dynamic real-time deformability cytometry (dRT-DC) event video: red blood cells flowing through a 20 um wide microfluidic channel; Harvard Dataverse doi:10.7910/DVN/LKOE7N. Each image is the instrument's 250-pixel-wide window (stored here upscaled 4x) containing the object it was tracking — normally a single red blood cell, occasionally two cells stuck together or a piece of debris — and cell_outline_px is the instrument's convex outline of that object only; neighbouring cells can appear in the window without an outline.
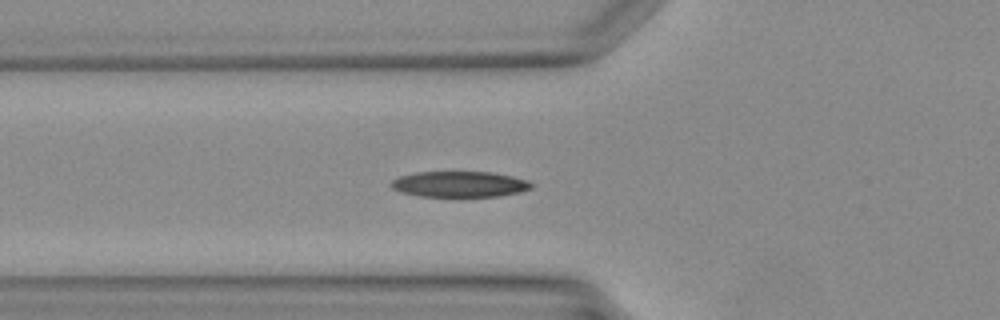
{"species": "Egyptian fruit bat (a non-hibernating species)", "species_latin": "Rousettus aegyptiacus", "temperature_condition": "warm", "stored_images_in_passage": 38, "camera_frame_rate_fps": 3000, "um_per_image_px": 0.085, "animal": {"sex": "female"}, "frame": {"image": 1, "passage_image": 12, "time_ms": 3.667, "image_size_px": [1000, 320], "cell_outline_px": [[532, 188], [520, 192], [500, 196], [420, 196], [400, 192], [392, 188], [388, 184], [392, 180], [400, 176], [416, 172], [492, 172], [512, 176], [528, 180], [532, 184]], "centroid_in_image_um": [39.05, 15.65], "position_along_channel_um": 86.7, "area_um2": 21.1}}
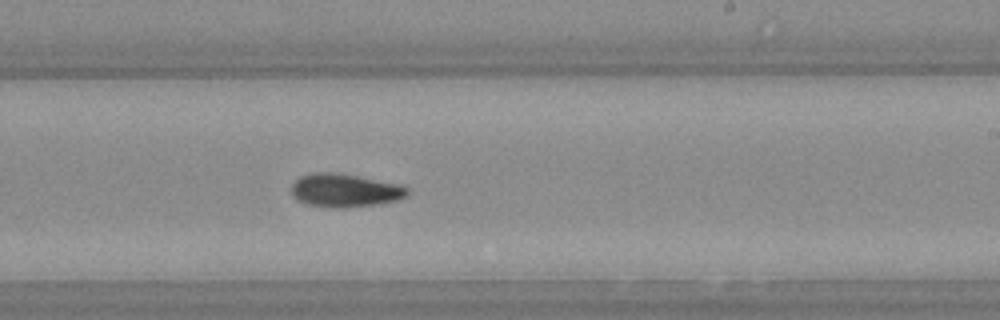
{"frame": {"image": 2, "passage_image": 22, "time_ms": 7.0, "image_size_px": [1000, 320], "cell_outline_px": [[408, 192], [404, 196], [396, 200], [348, 208], [336, 208], [308, 204], [296, 200], [292, 196], [292, 184], [300, 176], [312, 172], [336, 172], [396, 184], [408, 188]], "centroid_in_image_um": [29.23, 16.18], "position_along_channel_um": 259.8, "area_um2": 22.14}}
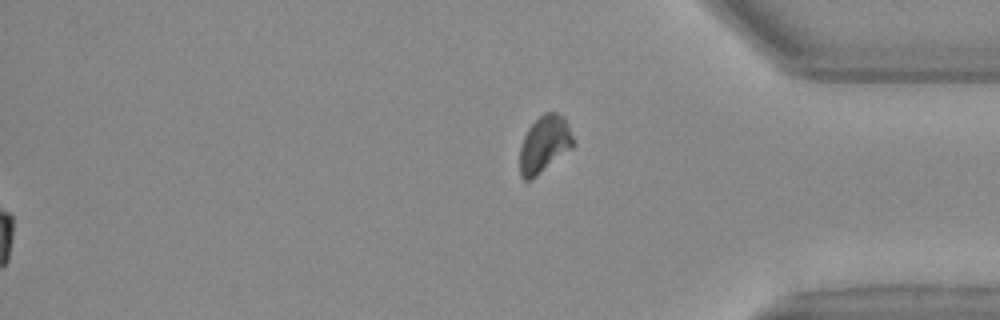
{"frame": {"image": 3, "passage_image": 38, "time_ms": 12.333, "image_size_px": [1000, 320], "cell_outline_px": [[576, 144], [572, 148], [532, 180], [524, 180], [520, 176], [520, 148], [524, 136], [528, 128], [544, 112], [556, 112], [564, 116], [568, 124]], "centroid_in_image_um": [46.29, 12.26], "position_along_channel_um": 388.9, "area_um2": 17.86}}